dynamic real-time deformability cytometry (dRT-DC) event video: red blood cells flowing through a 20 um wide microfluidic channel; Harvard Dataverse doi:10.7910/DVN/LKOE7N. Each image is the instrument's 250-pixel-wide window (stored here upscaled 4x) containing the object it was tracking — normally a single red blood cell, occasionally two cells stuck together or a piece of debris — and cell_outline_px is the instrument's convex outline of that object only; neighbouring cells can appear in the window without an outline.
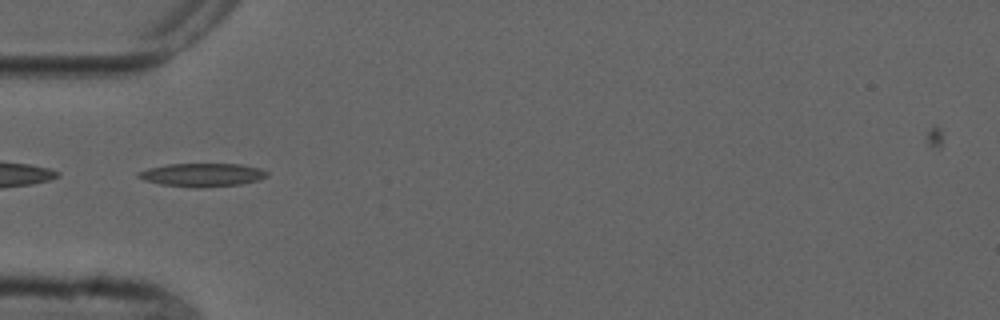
{"species": "common noctule bat (a hibernating species)", "species_latin": "Nyctalus noctula", "temperature_condition": "cold", "stored_images_in_passage": 7, "camera_frame_rate_fps": 3000, "um_per_image_px": 0.085, "animal": {"sex": "male", "forearm_length_mm": 52.5}, "frame": {"image": 1, "passage_image": 5, "time_ms": 4.667, "image_size_px": [1000, 320], "cell_outline_px": [[268, 176], [260, 180], [240, 184], [160, 184], [144, 180], [136, 176], [136, 172], [148, 168], [168, 164], [240, 164], [260, 168], [268, 172]], "centroid_in_image_um": [17.2, 14.8], "position_along_channel_um": 67.8, "area_um2": 16.42}}
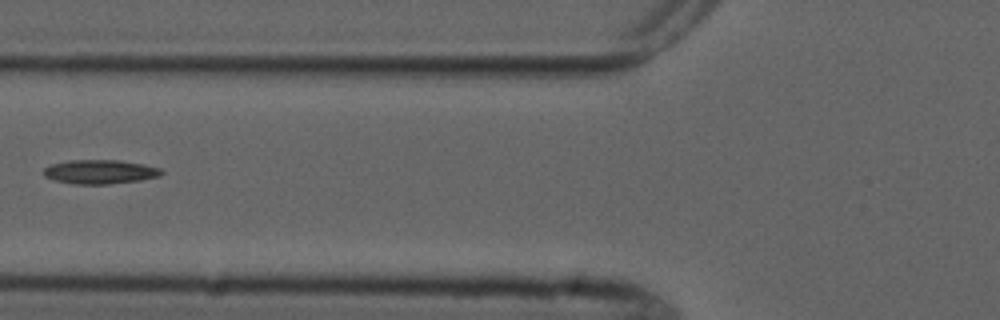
{"frame": {"image": 2, "passage_image": 6, "time_ms": 6.0, "image_size_px": [1000, 320], "cell_outline_px": [[164, 172], [160, 176], [140, 180], [108, 184], [76, 184], [56, 180], [44, 176], [44, 168], [52, 164], [72, 160], [120, 160], [144, 164], [160, 168]], "centroid_in_image_um": [8.54, 14.6], "position_along_channel_um": 117.3, "area_um2": 16.42}}
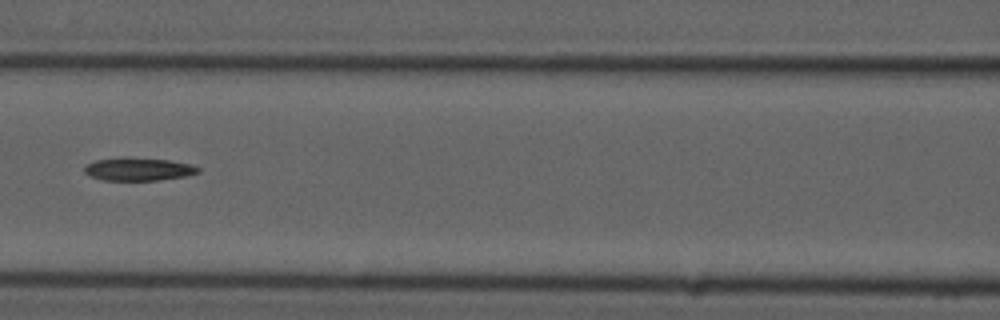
{"frame": {"image": 3, "passage_image": 7, "time_ms": 7.0, "image_size_px": [1000, 320], "cell_outline_px": [[200, 172], [188, 176], [156, 180], [104, 180], [92, 176], [84, 172], [84, 164], [96, 160], [120, 156], [128, 156], [168, 160], [192, 164], [200, 168]], "centroid_in_image_um": [11.76, 14.35], "position_along_channel_um": 154.8, "area_um2": 15.55}}